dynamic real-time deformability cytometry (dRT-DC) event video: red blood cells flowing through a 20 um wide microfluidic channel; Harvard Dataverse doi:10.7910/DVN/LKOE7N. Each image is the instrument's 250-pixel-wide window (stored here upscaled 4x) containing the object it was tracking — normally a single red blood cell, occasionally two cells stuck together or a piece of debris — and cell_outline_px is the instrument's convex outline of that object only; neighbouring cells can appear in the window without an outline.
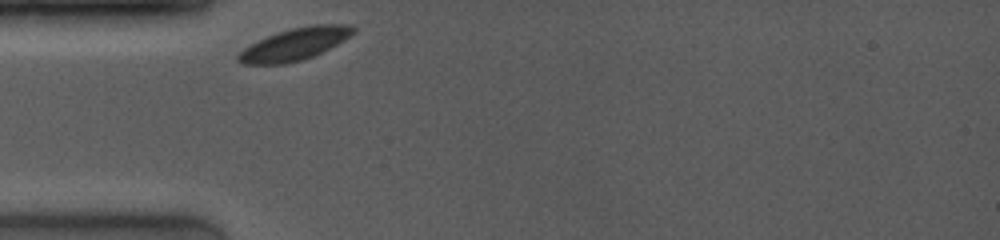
{"species": "common noctule bat (a hibernating species)", "species_latin": "Nyctalus noctula", "temperature_condition": "room temperature", "stored_images_in_passage": 46, "camera_frame_rate_fps": 4000, "um_per_image_px": 0.085, "animal": {"sex": "female", "body_mass_g": 19.0, "forearm_length_mm": 53.3}, "frame": {"image": 1, "passage_image": 1, "time_ms": 0.0, "image_size_px": [1000, 240], "cell_outline_px": [[356, 32], [344, 40], [312, 56], [300, 60], [284, 64], [240, 64], [236, 60], [236, 56], [244, 48], [276, 32], [292, 28], [312, 24], [352, 24], [356, 28]], "centroid_in_image_um": [25.07, 3.74], "position_along_channel_um": 59.9, "area_um2": 21.39}}
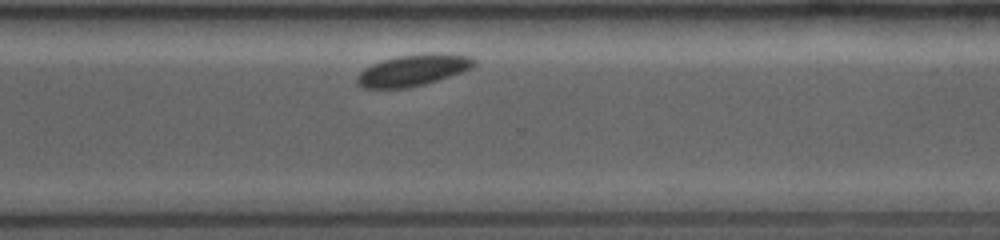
{"frame": {"image": 2, "passage_image": 37, "time_ms": 7.5, "image_size_px": [1000, 240], "cell_outline_px": [[476, 64], [472, 68], [424, 84], [408, 88], [364, 88], [356, 84], [356, 76], [364, 68], [372, 64], [384, 60], [400, 56], [432, 52], [444, 52], [472, 56], [476, 60]], "centroid_in_image_um": [35.13, 5.95], "position_along_channel_um": 335.5, "area_um2": 21.5}}
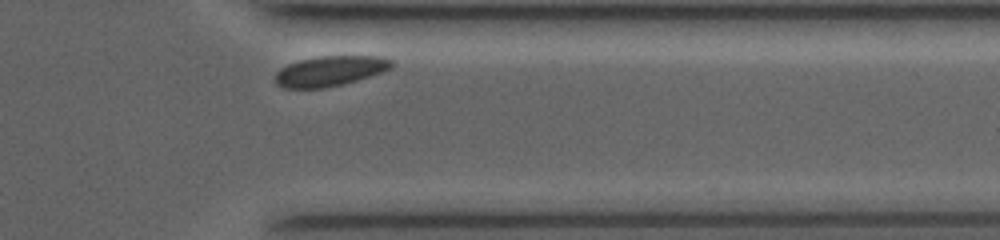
{"frame": {"image": 3, "passage_image": 43, "time_ms": 8.75, "image_size_px": [1000, 240], "cell_outline_px": [[396, 64], [392, 68], [344, 84], [324, 88], [284, 88], [276, 84], [276, 72], [280, 68], [288, 64], [300, 60], [320, 56], [384, 56], [392, 60]], "centroid_in_image_um": [28.07, 6.03], "position_along_channel_um": 383.3, "area_um2": 20.46}, "authors_computed_cell_mechanics": {"area_um2": 21.6461, "velocity_mm_per_s": 3.7122, "shape_relaxation_time_tau1_ms": 0.5565, "shape_relaxation_time_tau2_ms": null, "deformation_change_tau1": 0.0154, "deformation_change_tau2": null}}